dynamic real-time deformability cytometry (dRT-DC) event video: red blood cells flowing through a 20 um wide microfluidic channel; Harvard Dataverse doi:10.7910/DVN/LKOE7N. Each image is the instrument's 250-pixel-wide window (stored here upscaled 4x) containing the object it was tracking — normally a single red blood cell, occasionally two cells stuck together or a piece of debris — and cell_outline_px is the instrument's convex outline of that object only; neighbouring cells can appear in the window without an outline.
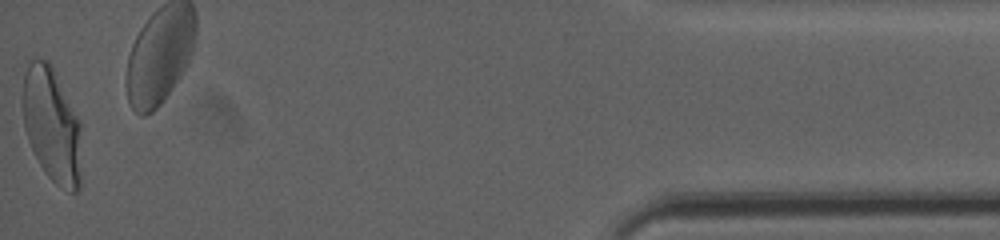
{"species": "human", "species_latin": "Homo sapiens", "temperature_condition": "cold", "stored_images_in_passage": 40, "camera_frame_rate_fps": 3000, "um_per_image_px": 0.085, "donor": {"sex": "female"}, "frame": {"image": 1, "passage_image": 40, "time_ms": 13.0, "image_size_px": [1000, 240], "cell_outline_px": [[80, 188], [76, 192], [68, 192], [56, 184], [44, 172], [28, 140], [24, 128], [20, 100], [24, 76], [28, 64], [32, 60], [48, 60], [52, 64], [80, 120]], "centroid_in_image_um": [4.39, 10.6], "position_along_channel_um": 430.8, "area_um2": 39.82}, "authors_computed_cell_mechanics": {"area_um2": 37.8301, "velocity_mm_per_s": 3.6849, "shape_relaxation_time_tau1_ms": 5.7471, "shape_relaxation_time_tau2_ms": 0.7493, "deformation_change_tau1": 0.1919, "deformation_change_tau2": 0.0633}}